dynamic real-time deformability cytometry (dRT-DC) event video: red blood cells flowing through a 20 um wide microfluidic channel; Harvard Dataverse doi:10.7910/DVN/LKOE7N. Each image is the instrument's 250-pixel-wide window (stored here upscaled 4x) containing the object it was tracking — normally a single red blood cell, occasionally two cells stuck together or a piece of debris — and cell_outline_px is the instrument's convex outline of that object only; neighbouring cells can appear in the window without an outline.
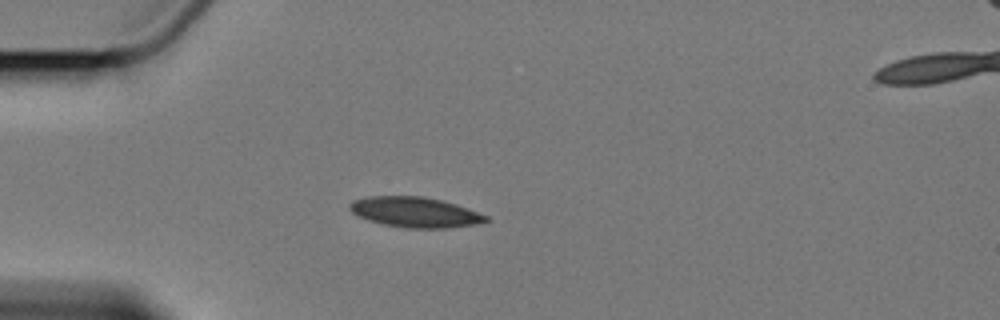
{"species": "Egyptian fruit bat (a non-hibernating species)", "species_latin": "Rousettus aegyptiacus", "temperature_condition": "cold", "stored_images_in_passage": 1, "camera_frame_rate_fps": 3000, "um_per_image_px": 0.085, "animal": {"sex": "female"}, "frame": {"image": 1, "passage_image": 1, "time_ms": 0.0, "image_size_px": [1000, 320], "cell_outline_px": [[488, 220], [472, 224], [444, 228], [404, 228], [384, 224], [368, 220], [356, 216], [348, 208], [348, 204], [352, 200], [368, 196], [424, 196], [456, 204], [468, 208], [488, 216]], "centroid_in_image_um": [35.2, 18.02], "position_along_channel_um": 49.8, "area_um2": 23.99}}